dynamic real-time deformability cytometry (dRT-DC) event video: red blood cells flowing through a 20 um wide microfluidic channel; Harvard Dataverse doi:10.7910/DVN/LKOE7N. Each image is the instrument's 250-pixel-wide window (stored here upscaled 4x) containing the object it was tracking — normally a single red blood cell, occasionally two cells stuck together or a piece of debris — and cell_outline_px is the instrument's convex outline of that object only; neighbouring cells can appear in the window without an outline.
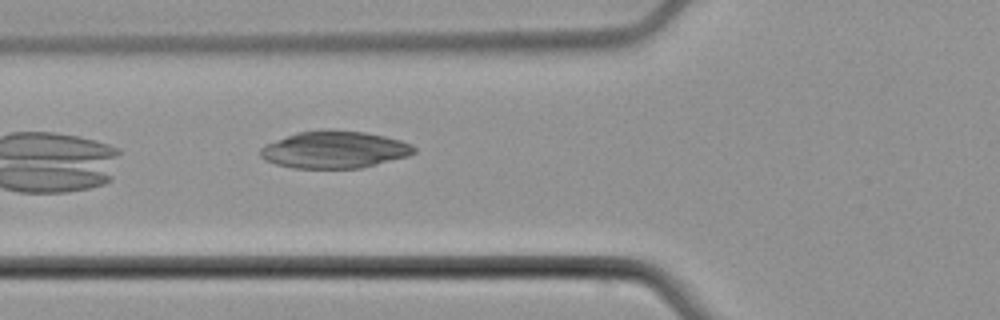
{"species": "common noctule bat (a hibernating species)", "species_latin": "Nyctalus noctula", "temperature_condition": "cold", "stored_images_in_passage": 5, "camera_frame_rate_fps": 3000, "um_per_image_px": 0.085, "animal": {"sex": "male", "body_mass_g": 21.5, "forearm_length_mm": 52.0}, "frame": {"image": 1, "passage_image": 5, "time_ms": 6.0, "image_size_px": [1000, 320], "cell_outline_px": [[416, 152], [408, 156], [360, 168], [292, 168], [276, 164], [264, 160], [260, 156], [260, 148], [264, 144], [296, 132], [324, 128], [328, 128], [364, 132], [384, 136], [400, 140], [412, 144], [416, 148]], "centroid_in_image_um": [28.4, 12.7], "position_along_channel_um": 97.4, "area_um2": 33.64}}